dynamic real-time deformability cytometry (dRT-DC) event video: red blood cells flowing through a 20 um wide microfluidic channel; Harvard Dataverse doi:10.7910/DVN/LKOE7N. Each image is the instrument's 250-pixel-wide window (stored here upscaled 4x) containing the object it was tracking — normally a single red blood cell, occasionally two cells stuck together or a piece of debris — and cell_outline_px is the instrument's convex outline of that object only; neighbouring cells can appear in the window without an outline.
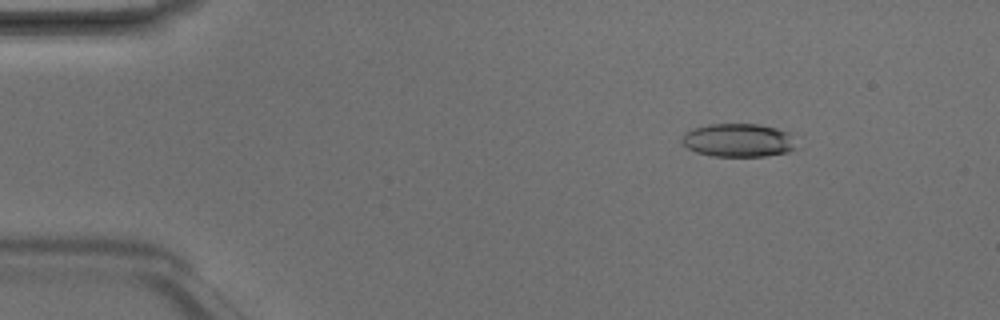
{"species": "Egyptian fruit bat (a non-hibernating species)", "species_latin": "Rousettus aegyptiacus", "temperature_condition": "room temperature", "stored_images_in_passage": 4, "camera_frame_rate_fps": 3000, "um_per_image_px": 0.085, "animal": {"sex": "male"}, "frame": {"image": 1, "passage_image": 2, "time_ms": 0.333, "image_size_px": [1000, 320], "cell_outline_px": [[792, 148], [788, 152], [764, 156], [712, 156], [696, 152], [688, 148], [680, 140], [684, 132], [692, 128], [708, 124], [760, 124], [792, 132]], "centroid_in_image_um": [62.7, 11.91], "position_along_channel_um": 22.3, "area_um2": 22.25}}